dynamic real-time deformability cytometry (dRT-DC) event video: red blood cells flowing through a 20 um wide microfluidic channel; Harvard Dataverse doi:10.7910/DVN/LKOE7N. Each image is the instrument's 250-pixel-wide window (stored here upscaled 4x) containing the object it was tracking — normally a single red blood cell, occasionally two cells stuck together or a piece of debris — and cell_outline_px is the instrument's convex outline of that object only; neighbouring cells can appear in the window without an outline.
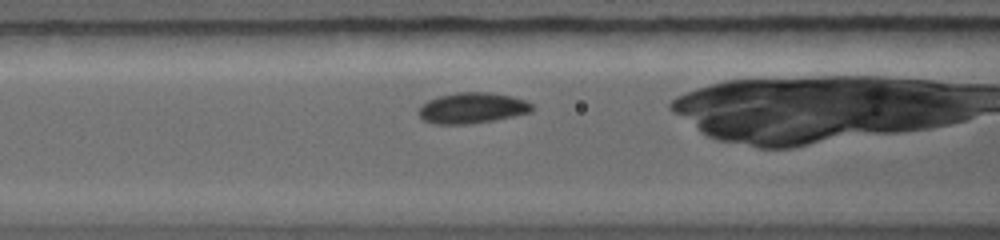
{"species": "common noctule bat (a hibernating species)", "species_latin": "Nyctalus noctula", "temperature_condition": "warm", "stored_images_in_passage": 15, "camera_frame_rate_fps": 5000, "um_per_image_px": 0.085, "animal": {"sex": "female", "body_mass_g": 19.0, "forearm_length_mm": 56.7}, "frame": {"image": 1, "passage_image": 3, "time_ms": 1.2, "image_size_px": [1000, 240], "cell_outline_px": [[532, 112], [492, 120], [460, 124], [436, 124], [424, 120], [420, 116], [420, 108], [428, 100], [436, 96], [456, 92], [488, 92], [512, 96], [524, 100], [532, 104]], "centroid_in_image_um": [40.14, 9.16], "position_along_channel_um": 126.5, "area_um2": 20.0}}
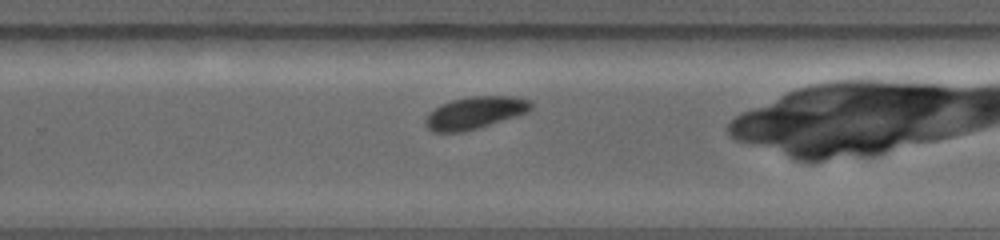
{"frame": {"image": 2, "passage_image": 9, "time_ms": 4.6, "image_size_px": [1000, 240], "cell_outline_px": [[532, 108], [524, 112], [476, 128], [456, 132], [440, 132], [428, 128], [424, 120], [436, 108], [452, 100], [472, 96], [512, 96], [532, 100]], "centroid_in_image_um": [40.39, 9.55], "position_along_channel_um": 289.4, "area_um2": 18.9}}